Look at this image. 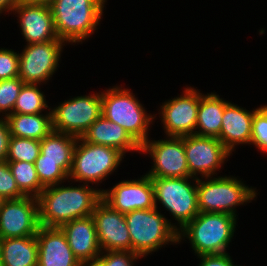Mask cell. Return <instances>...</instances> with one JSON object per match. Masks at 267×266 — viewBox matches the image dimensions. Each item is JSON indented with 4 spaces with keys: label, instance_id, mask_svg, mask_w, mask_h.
Listing matches in <instances>:
<instances>
[{
    "label": "cell",
    "instance_id": "obj_1",
    "mask_svg": "<svg viewBox=\"0 0 267 266\" xmlns=\"http://www.w3.org/2000/svg\"><path fill=\"white\" fill-rule=\"evenodd\" d=\"M60 185L45 187L37 197L40 226L61 227L74 219L90 216L102 199L101 190L88 184Z\"/></svg>",
    "mask_w": 267,
    "mask_h": 266
},
{
    "label": "cell",
    "instance_id": "obj_2",
    "mask_svg": "<svg viewBox=\"0 0 267 266\" xmlns=\"http://www.w3.org/2000/svg\"><path fill=\"white\" fill-rule=\"evenodd\" d=\"M107 0H54L49 6L59 39L76 44L88 39L102 19Z\"/></svg>",
    "mask_w": 267,
    "mask_h": 266
},
{
    "label": "cell",
    "instance_id": "obj_3",
    "mask_svg": "<svg viewBox=\"0 0 267 266\" xmlns=\"http://www.w3.org/2000/svg\"><path fill=\"white\" fill-rule=\"evenodd\" d=\"M237 218L234 215L217 212H199L178 232L179 243L189 239L194 255L227 253L236 231Z\"/></svg>",
    "mask_w": 267,
    "mask_h": 266
},
{
    "label": "cell",
    "instance_id": "obj_4",
    "mask_svg": "<svg viewBox=\"0 0 267 266\" xmlns=\"http://www.w3.org/2000/svg\"><path fill=\"white\" fill-rule=\"evenodd\" d=\"M131 239V252L143 258L166 244H179L176 223H171L158 207L124 214Z\"/></svg>",
    "mask_w": 267,
    "mask_h": 266
},
{
    "label": "cell",
    "instance_id": "obj_5",
    "mask_svg": "<svg viewBox=\"0 0 267 266\" xmlns=\"http://www.w3.org/2000/svg\"><path fill=\"white\" fill-rule=\"evenodd\" d=\"M101 99L102 115L123 127L142 146L149 138L155 114H148L131 90L118 85L101 92Z\"/></svg>",
    "mask_w": 267,
    "mask_h": 266
},
{
    "label": "cell",
    "instance_id": "obj_6",
    "mask_svg": "<svg viewBox=\"0 0 267 266\" xmlns=\"http://www.w3.org/2000/svg\"><path fill=\"white\" fill-rule=\"evenodd\" d=\"M197 178L199 212H217L237 215L236 208L257 198L256 188H249L234 176Z\"/></svg>",
    "mask_w": 267,
    "mask_h": 266
},
{
    "label": "cell",
    "instance_id": "obj_7",
    "mask_svg": "<svg viewBox=\"0 0 267 266\" xmlns=\"http://www.w3.org/2000/svg\"><path fill=\"white\" fill-rule=\"evenodd\" d=\"M124 156L116 148L88 143L80 137L74 148L69 181L74 179L88 185L101 183L118 169Z\"/></svg>",
    "mask_w": 267,
    "mask_h": 266
},
{
    "label": "cell",
    "instance_id": "obj_8",
    "mask_svg": "<svg viewBox=\"0 0 267 266\" xmlns=\"http://www.w3.org/2000/svg\"><path fill=\"white\" fill-rule=\"evenodd\" d=\"M150 178L154 187L155 206L157 207V202H160L164 209L170 212L172 217L178 221L176 230L179 232L199 214L197 178Z\"/></svg>",
    "mask_w": 267,
    "mask_h": 266
},
{
    "label": "cell",
    "instance_id": "obj_9",
    "mask_svg": "<svg viewBox=\"0 0 267 266\" xmlns=\"http://www.w3.org/2000/svg\"><path fill=\"white\" fill-rule=\"evenodd\" d=\"M50 110L53 130L80 138L102 115L101 92L64 100Z\"/></svg>",
    "mask_w": 267,
    "mask_h": 266
},
{
    "label": "cell",
    "instance_id": "obj_10",
    "mask_svg": "<svg viewBox=\"0 0 267 266\" xmlns=\"http://www.w3.org/2000/svg\"><path fill=\"white\" fill-rule=\"evenodd\" d=\"M67 44L61 39L25 45L19 53L18 77L25 84H46L59 67L62 49Z\"/></svg>",
    "mask_w": 267,
    "mask_h": 266
},
{
    "label": "cell",
    "instance_id": "obj_11",
    "mask_svg": "<svg viewBox=\"0 0 267 266\" xmlns=\"http://www.w3.org/2000/svg\"><path fill=\"white\" fill-rule=\"evenodd\" d=\"M149 154L153 166L146 172L149 177H191L184 149V137L166 136L165 139L147 140L141 153Z\"/></svg>",
    "mask_w": 267,
    "mask_h": 266
},
{
    "label": "cell",
    "instance_id": "obj_12",
    "mask_svg": "<svg viewBox=\"0 0 267 266\" xmlns=\"http://www.w3.org/2000/svg\"><path fill=\"white\" fill-rule=\"evenodd\" d=\"M199 100L200 91L190 86L180 96L162 103L159 118L166 136L184 137L195 134Z\"/></svg>",
    "mask_w": 267,
    "mask_h": 266
},
{
    "label": "cell",
    "instance_id": "obj_13",
    "mask_svg": "<svg viewBox=\"0 0 267 266\" xmlns=\"http://www.w3.org/2000/svg\"><path fill=\"white\" fill-rule=\"evenodd\" d=\"M184 149L191 177L202 178L217 175V170L228 160L231 153L214 137L192 134L184 136Z\"/></svg>",
    "mask_w": 267,
    "mask_h": 266
},
{
    "label": "cell",
    "instance_id": "obj_14",
    "mask_svg": "<svg viewBox=\"0 0 267 266\" xmlns=\"http://www.w3.org/2000/svg\"><path fill=\"white\" fill-rule=\"evenodd\" d=\"M40 228L39 203L33 196L4 200L0 209V237H28Z\"/></svg>",
    "mask_w": 267,
    "mask_h": 266
},
{
    "label": "cell",
    "instance_id": "obj_15",
    "mask_svg": "<svg viewBox=\"0 0 267 266\" xmlns=\"http://www.w3.org/2000/svg\"><path fill=\"white\" fill-rule=\"evenodd\" d=\"M102 200L122 214L155 208L154 187L149 176L123 180L108 189H101Z\"/></svg>",
    "mask_w": 267,
    "mask_h": 266
},
{
    "label": "cell",
    "instance_id": "obj_16",
    "mask_svg": "<svg viewBox=\"0 0 267 266\" xmlns=\"http://www.w3.org/2000/svg\"><path fill=\"white\" fill-rule=\"evenodd\" d=\"M92 217L102 251H131V239L124 214L101 199L96 204Z\"/></svg>",
    "mask_w": 267,
    "mask_h": 266
},
{
    "label": "cell",
    "instance_id": "obj_17",
    "mask_svg": "<svg viewBox=\"0 0 267 266\" xmlns=\"http://www.w3.org/2000/svg\"><path fill=\"white\" fill-rule=\"evenodd\" d=\"M18 15L21 34L27 44L57 40L54 20L48 5L19 2L12 10Z\"/></svg>",
    "mask_w": 267,
    "mask_h": 266
},
{
    "label": "cell",
    "instance_id": "obj_18",
    "mask_svg": "<svg viewBox=\"0 0 267 266\" xmlns=\"http://www.w3.org/2000/svg\"><path fill=\"white\" fill-rule=\"evenodd\" d=\"M59 228L64 232L74 256L83 266L100 256L102 250L92 215L74 219Z\"/></svg>",
    "mask_w": 267,
    "mask_h": 266
},
{
    "label": "cell",
    "instance_id": "obj_19",
    "mask_svg": "<svg viewBox=\"0 0 267 266\" xmlns=\"http://www.w3.org/2000/svg\"><path fill=\"white\" fill-rule=\"evenodd\" d=\"M38 266H83L74 256L59 227L40 226L37 234Z\"/></svg>",
    "mask_w": 267,
    "mask_h": 266
},
{
    "label": "cell",
    "instance_id": "obj_20",
    "mask_svg": "<svg viewBox=\"0 0 267 266\" xmlns=\"http://www.w3.org/2000/svg\"><path fill=\"white\" fill-rule=\"evenodd\" d=\"M258 108L249 111L237 104L228 102L222 116L220 141L233 154L237 145H250L252 122Z\"/></svg>",
    "mask_w": 267,
    "mask_h": 266
},
{
    "label": "cell",
    "instance_id": "obj_21",
    "mask_svg": "<svg viewBox=\"0 0 267 266\" xmlns=\"http://www.w3.org/2000/svg\"><path fill=\"white\" fill-rule=\"evenodd\" d=\"M85 142L118 149L124 155L129 151L141 152V146L119 124L101 115L81 137Z\"/></svg>",
    "mask_w": 267,
    "mask_h": 266
},
{
    "label": "cell",
    "instance_id": "obj_22",
    "mask_svg": "<svg viewBox=\"0 0 267 266\" xmlns=\"http://www.w3.org/2000/svg\"><path fill=\"white\" fill-rule=\"evenodd\" d=\"M228 102L214 92L205 95L200 92L195 134L214 137L220 141L222 116Z\"/></svg>",
    "mask_w": 267,
    "mask_h": 266
},
{
    "label": "cell",
    "instance_id": "obj_23",
    "mask_svg": "<svg viewBox=\"0 0 267 266\" xmlns=\"http://www.w3.org/2000/svg\"><path fill=\"white\" fill-rule=\"evenodd\" d=\"M77 140L73 135L52 130L40 141V155L36 161L60 162V167L69 175Z\"/></svg>",
    "mask_w": 267,
    "mask_h": 266
},
{
    "label": "cell",
    "instance_id": "obj_24",
    "mask_svg": "<svg viewBox=\"0 0 267 266\" xmlns=\"http://www.w3.org/2000/svg\"><path fill=\"white\" fill-rule=\"evenodd\" d=\"M45 113L10 114L5 118L10 136L41 141L53 130L51 110Z\"/></svg>",
    "mask_w": 267,
    "mask_h": 266
},
{
    "label": "cell",
    "instance_id": "obj_25",
    "mask_svg": "<svg viewBox=\"0 0 267 266\" xmlns=\"http://www.w3.org/2000/svg\"><path fill=\"white\" fill-rule=\"evenodd\" d=\"M0 266H38L36 235L2 239Z\"/></svg>",
    "mask_w": 267,
    "mask_h": 266
},
{
    "label": "cell",
    "instance_id": "obj_26",
    "mask_svg": "<svg viewBox=\"0 0 267 266\" xmlns=\"http://www.w3.org/2000/svg\"><path fill=\"white\" fill-rule=\"evenodd\" d=\"M18 188L26 195L38 197L45 188L37 175L34 163L26 161H7Z\"/></svg>",
    "mask_w": 267,
    "mask_h": 266
},
{
    "label": "cell",
    "instance_id": "obj_27",
    "mask_svg": "<svg viewBox=\"0 0 267 266\" xmlns=\"http://www.w3.org/2000/svg\"><path fill=\"white\" fill-rule=\"evenodd\" d=\"M38 86L40 87V84L23 85L13 108V113L37 114L46 109L50 110L45 99L46 96Z\"/></svg>",
    "mask_w": 267,
    "mask_h": 266
},
{
    "label": "cell",
    "instance_id": "obj_28",
    "mask_svg": "<svg viewBox=\"0 0 267 266\" xmlns=\"http://www.w3.org/2000/svg\"><path fill=\"white\" fill-rule=\"evenodd\" d=\"M39 155V140L10 136L6 161H26L35 163Z\"/></svg>",
    "mask_w": 267,
    "mask_h": 266
},
{
    "label": "cell",
    "instance_id": "obj_29",
    "mask_svg": "<svg viewBox=\"0 0 267 266\" xmlns=\"http://www.w3.org/2000/svg\"><path fill=\"white\" fill-rule=\"evenodd\" d=\"M24 84L19 77L0 81V114L2 113L0 116L2 118L13 113L17 97Z\"/></svg>",
    "mask_w": 267,
    "mask_h": 266
},
{
    "label": "cell",
    "instance_id": "obj_30",
    "mask_svg": "<svg viewBox=\"0 0 267 266\" xmlns=\"http://www.w3.org/2000/svg\"><path fill=\"white\" fill-rule=\"evenodd\" d=\"M40 183L44 187L57 185L69 180V175L60 167V162L35 161Z\"/></svg>",
    "mask_w": 267,
    "mask_h": 266
},
{
    "label": "cell",
    "instance_id": "obj_31",
    "mask_svg": "<svg viewBox=\"0 0 267 266\" xmlns=\"http://www.w3.org/2000/svg\"><path fill=\"white\" fill-rule=\"evenodd\" d=\"M140 258L143 257L131 251H102L97 259L84 266H134Z\"/></svg>",
    "mask_w": 267,
    "mask_h": 266
},
{
    "label": "cell",
    "instance_id": "obj_32",
    "mask_svg": "<svg viewBox=\"0 0 267 266\" xmlns=\"http://www.w3.org/2000/svg\"><path fill=\"white\" fill-rule=\"evenodd\" d=\"M250 145L267 153V105L258 107L254 114Z\"/></svg>",
    "mask_w": 267,
    "mask_h": 266
},
{
    "label": "cell",
    "instance_id": "obj_33",
    "mask_svg": "<svg viewBox=\"0 0 267 266\" xmlns=\"http://www.w3.org/2000/svg\"><path fill=\"white\" fill-rule=\"evenodd\" d=\"M0 196L5 199H19L26 196L19 188L7 161L0 162Z\"/></svg>",
    "mask_w": 267,
    "mask_h": 266
},
{
    "label": "cell",
    "instance_id": "obj_34",
    "mask_svg": "<svg viewBox=\"0 0 267 266\" xmlns=\"http://www.w3.org/2000/svg\"><path fill=\"white\" fill-rule=\"evenodd\" d=\"M19 52L12 49H0V81L18 77Z\"/></svg>",
    "mask_w": 267,
    "mask_h": 266
},
{
    "label": "cell",
    "instance_id": "obj_35",
    "mask_svg": "<svg viewBox=\"0 0 267 266\" xmlns=\"http://www.w3.org/2000/svg\"><path fill=\"white\" fill-rule=\"evenodd\" d=\"M198 258L201 259L199 266H238L229 253L199 255Z\"/></svg>",
    "mask_w": 267,
    "mask_h": 266
},
{
    "label": "cell",
    "instance_id": "obj_36",
    "mask_svg": "<svg viewBox=\"0 0 267 266\" xmlns=\"http://www.w3.org/2000/svg\"><path fill=\"white\" fill-rule=\"evenodd\" d=\"M10 138L9 128L5 118H0V162L6 160L8 142Z\"/></svg>",
    "mask_w": 267,
    "mask_h": 266
},
{
    "label": "cell",
    "instance_id": "obj_37",
    "mask_svg": "<svg viewBox=\"0 0 267 266\" xmlns=\"http://www.w3.org/2000/svg\"><path fill=\"white\" fill-rule=\"evenodd\" d=\"M20 2V0H0V15L2 13H12L14 7Z\"/></svg>",
    "mask_w": 267,
    "mask_h": 266
},
{
    "label": "cell",
    "instance_id": "obj_38",
    "mask_svg": "<svg viewBox=\"0 0 267 266\" xmlns=\"http://www.w3.org/2000/svg\"><path fill=\"white\" fill-rule=\"evenodd\" d=\"M54 0H20L23 3H33V4H41L50 6Z\"/></svg>",
    "mask_w": 267,
    "mask_h": 266
},
{
    "label": "cell",
    "instance_id": "obj_39",
    "mask_svg": "<svg viewBox=\"0 0 267 266\" xmlns=\"http://www.w3.org/2000/svg\"><path fill=\"white\" fill-rule=\"evenodd\" d=\"M2 259V238L0 237V264Z\"/></svg>",
    "mask_w": 267,
    "mask_h": 266
},
{
    "label": "cell",
    "instance_id": "obj_40",
    "mask_svg": "<svg viewBox=\"0 0 267 266\" xmlns=\"http://www.w3.org/2000/svg\"><path fill=\"white\" fill-rule=\"evenodd\" d=\"M4 200H5V199H3V198L0 196V209H1V206H2V204H3V202H4Z\"/></svg>",
    "mask_w": 267,
    "mask_h": 266
}]
</instances>
